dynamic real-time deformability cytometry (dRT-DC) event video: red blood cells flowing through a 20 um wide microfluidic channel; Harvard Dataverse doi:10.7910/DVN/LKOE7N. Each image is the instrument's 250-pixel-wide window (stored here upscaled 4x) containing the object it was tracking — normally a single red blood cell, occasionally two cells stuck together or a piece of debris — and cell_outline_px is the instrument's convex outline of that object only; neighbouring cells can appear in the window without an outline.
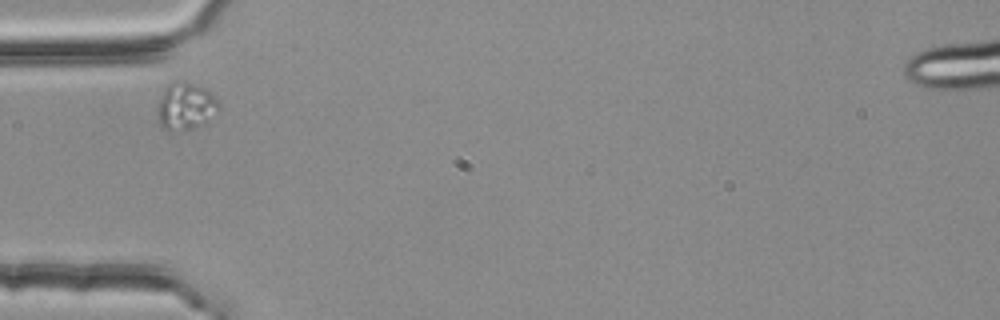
{"species": "common noctule bat (a hibernating species)", "species_latin": "Nyctalus noctula", "temperature_condition": "room temperature", "stored_images_in_passage": 1, "camera_frame_rate_fps": 3000, "um_per_image_px": 0.085, "animal": {"sex": "female", "body_mass_g": 25.1}, "frame": {"image": 1, "passage_image": 1, "time_ms": 0.0, "image_size_px": [1000, 320], "cell_outline_px": [[220, 108], [208, 124], [184, 132], [164, 128], [160, 124], [156, 112], [156, 108], [164, 88], [168, 84], [176, 80], [184, 80], [208, 88], [220, 104]], "centroid_in_image_um": [15.82, 9.03], "position_along_channel_um": 69.2, "area_um2": 17.69}}